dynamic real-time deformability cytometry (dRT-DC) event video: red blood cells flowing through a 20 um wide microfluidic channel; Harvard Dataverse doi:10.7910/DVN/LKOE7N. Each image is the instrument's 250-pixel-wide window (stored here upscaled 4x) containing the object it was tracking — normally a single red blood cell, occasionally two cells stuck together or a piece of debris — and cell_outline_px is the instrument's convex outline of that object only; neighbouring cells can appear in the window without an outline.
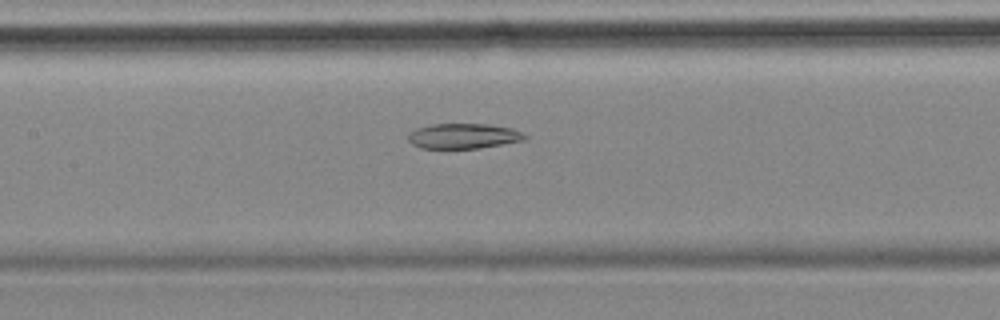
{"species": "common noctule bat (a hibernating species)", "species_latin": "Nyctalus noctula", "temperature_condition": "cold", "stored_images_in_passage": 6, "camera_frame_rate_fps": 3000, "um_per_image_px": 0.085, "animal": {"sex": "female", "body_mass_g": 18.4}, "frame": {"image": 1, "passage_image": 6, "time_ms": 8.0, "image_size_px": [1000, 320], "cell_outline_px": [[528, 136], [524, 140], [476, 148], [420, 148], [412, 144], [408, 140], [408, 132], [416, 128], [432, 124], [488, 124], [512, 128]], "centroid_in_image_um": [39.34, 11.55], "position_along_channel_um": 168.1, "area_um2": 16.99}}